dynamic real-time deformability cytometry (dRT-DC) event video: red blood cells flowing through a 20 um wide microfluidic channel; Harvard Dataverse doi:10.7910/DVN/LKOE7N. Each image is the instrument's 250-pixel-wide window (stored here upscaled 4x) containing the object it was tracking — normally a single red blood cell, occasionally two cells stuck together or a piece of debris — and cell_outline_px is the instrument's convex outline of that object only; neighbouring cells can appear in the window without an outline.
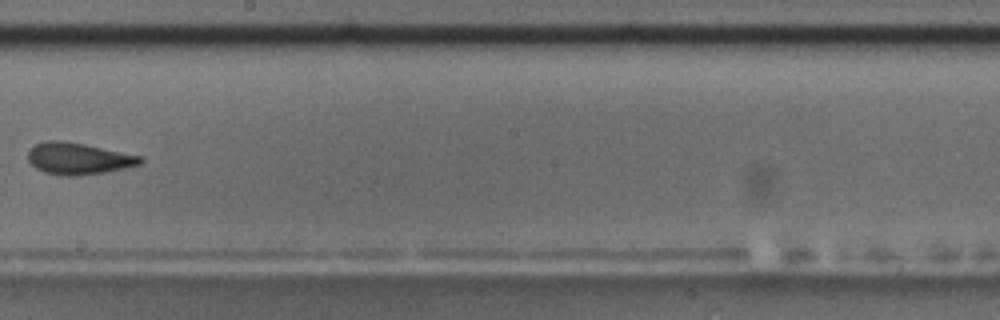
{"species": "common noctule bat (a hibernating species)", "species_latin": "Nyctalus noctula", "temperature_condition": "room temperature", "stored_images_in_passage": 15, "camera_frame_rate_fps": 3000, "um_per_image_px": 0.085, "animal": {"sex": "male", "body_mass_g": 17.5, "forearm_length_mm": 52.3}, "frame": {"image": 1, "passage_image": 9, "time_ms": 10.333, "image_size_px": [1000, 320], "cell_outline_px": [[144, 160], [140, 164], [124, 168], [104, 172], [76, 176], [60, 176], [44, 172], [36, 168], [28, 160], [28, 152], [36, 144], [48, 140], [60, 140], [84, 144], [144, 156]], "centroid_in_image_um": [6.68, 13.48], "position_along_channel_um": 241.5, "area_um2": 20.75}, "authors_computed_cell_mechanics": {"area_um2": 20.7502, "velocity_mm_per_s": 3.5445, "shape_relaxation_time_tau1_ms": null, "shape_relaxation_time_tau2_ms": 2.2506, "deformation_change_tau1": null, "deformation_change_tau2": 0.0839}}